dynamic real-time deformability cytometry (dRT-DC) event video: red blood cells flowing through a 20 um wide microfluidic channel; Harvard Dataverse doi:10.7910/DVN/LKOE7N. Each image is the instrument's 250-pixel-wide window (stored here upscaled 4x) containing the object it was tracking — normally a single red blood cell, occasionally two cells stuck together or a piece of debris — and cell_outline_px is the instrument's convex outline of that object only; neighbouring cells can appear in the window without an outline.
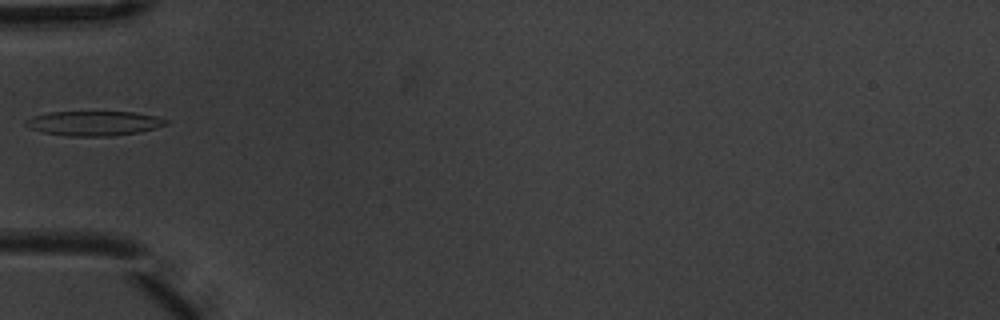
{"species": "common noctule bat (a hibernating species)", "species_latin": "Nyctalus noctula", "temperature_condition": "warm", "stored_images_in_passage": 3, "camera_frame_rate_fps": 3000, "um_per_image_px": 0.085, "animal": {"sex": "male", "body_mass_g": 20.1, "forearm_length_mm": 53.5}, "frame": {"image": 1, "passage_image": 2, "time_ms": 0.333, "image_size_px": [1000, 320], "cell_outline_px": [[168, 124], [156, 128], [136, 132], [112, 136], [72, 136], [40, 132], [28, 128], [24, 124], [24, 120], [32, 116], [48, 112], [136, 112], [156, 116], [168, 120]], "centroid_in_image_um": [7.94, 10.47], "position_along_channel_um": 77.1, "area_um2": 20.23}}
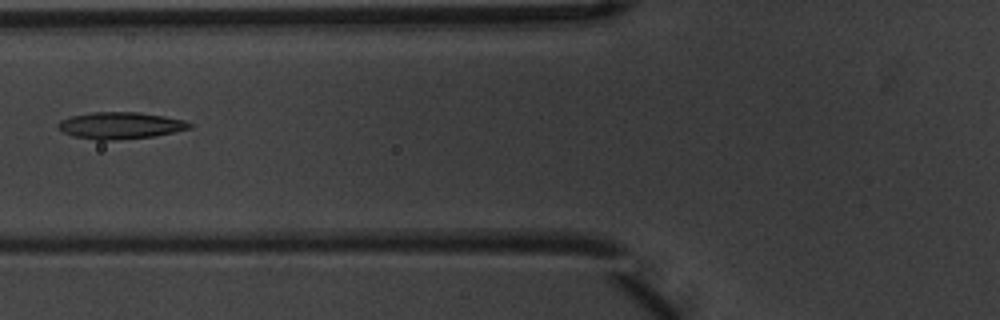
{"frame": {"image": 2, "passage_image": 3, "time_ms": 0.667, "image_size_px": [1000, 320], "cell_outline_px": [[192, 128], [156, 136], [112, 140], [96, 140], [72, 136], [56, 128], [56, 124], [60, 120], [72, 116], [92, 112], [136, 112], [164, 116], [184, 120], [192, 124]], "centroid_in_image_um": [10.21, 10.67], "position_along_channel_um": 115.6, "area_um2": 20.58}}